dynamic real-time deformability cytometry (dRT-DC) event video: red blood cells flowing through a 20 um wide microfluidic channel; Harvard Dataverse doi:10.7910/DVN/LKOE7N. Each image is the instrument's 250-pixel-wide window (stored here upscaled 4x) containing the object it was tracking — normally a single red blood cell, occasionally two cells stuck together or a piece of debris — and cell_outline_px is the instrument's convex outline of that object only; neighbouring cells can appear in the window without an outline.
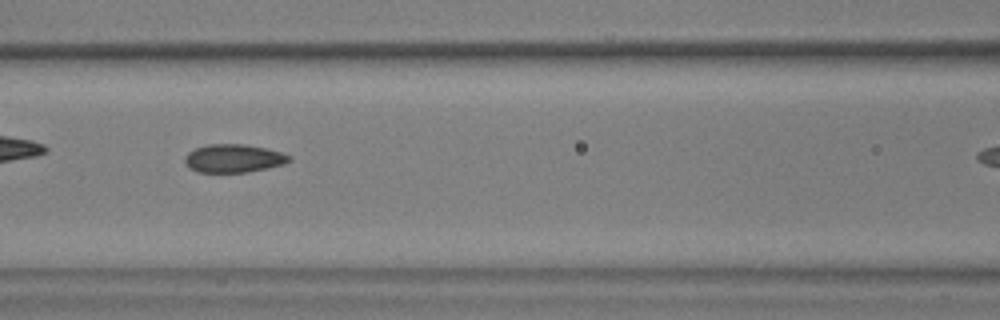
{"species": "common noctule bat (a hibernating species)", "species_latin": "Nyctalus noctula", "temperature_condition": "warm", "stored_images_in_passage": 35, "camera_frame_rate_fps": 3000, "um_per_image_px": 0.085, "animal": {"sex": "male", "body_mass_g": 17.9, "forearm_length_mm": 54.2}, "frame": {"image": 1, "passage_image": 11, "time_ms": 3.333, "image_size_px": [1000, 320], "cell_outline_px": [[292, 160], [284, 164], [268, 168], [244, 172], [196, 172], [188, 168], [184, 160], [184, 156], [188, 152], [196, 148], [208, 144], [244, 144], [264, 148], [280, 152], [292, 156]], "centroid_in_image_um": [19.83, 13.46], "position_along_channel_um": 146.8, "area_um2": 17.22}}
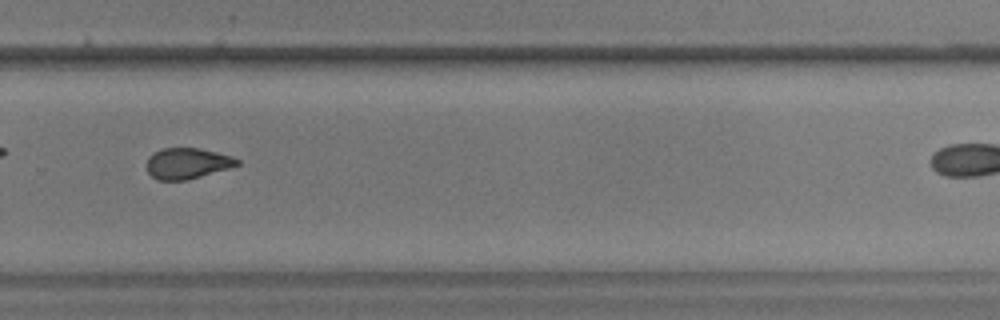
{"frame": {"image": 2, "passage_image": 25, "time_ms": 8.0, "image_size_px": [1000, 320], "cell_outline_px": [[240, 164], [228, 168], [188, 180], [156, 180], [148, 172], [144, 164], [148, 156], [152, 152], [160, 148], [200, 148], [232, 156], [240, 160]], "centroid_in_image_um": [15.86, 13.88], "position_along_channel_um": 313.9, "area_um2": 16.53}, "authors_computed_cell_mechanics": {"area_um2": 17.2822, "velocity_mm_per_s": 3.5887, "shape_relaxation_time_tau1_ms": null, "shape_relaxation_time_tau2_ms": 2.6404, "deformation_change_tau1": null, "deformation_change_tau2": 0.0641}}